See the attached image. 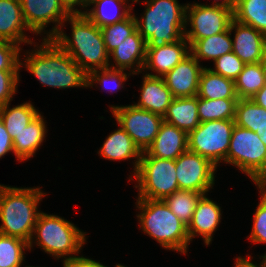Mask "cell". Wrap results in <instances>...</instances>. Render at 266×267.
I'll return each instance as SVG.
<instances>
[{"instance_id": "cell-8", "label": "cell", "mask_w": 266, "mask_h": 267, "mask_svg": "<svg viewBox=\"0 0 266 267\" xmlns=\"http://www.w3.org/2000/svg\"><path fill=\"white\" fill-rule=\"evenodd\" d=\"M175 160L141 154L139 166L133 178L136 180L139 199L164 200L179 190Z\"/></svg>"}, {"instance_id": "cell-34", "label": "cell", "mask_w": 266, "mask_h": 267, "mask_svg": "<svg viewBox=\"0 0 266 267\" xmlns=\"http://www.w3.org/2000/svg\"><path fill=\"white\" fill-rule=\"evenodd\" d=\"M26 249L29 247L25 240L0 234V267H21Z\"/></svg>"}, {"instance_id": "cell-3", "label": "cell", "mask_w": 266, "mask_h": 267, "mask_svg": "<svg viewBox=\"0 0 266 267\" xmlns=\"http://www.w3.org/2000/svg\"><path fill=\"white\" fill-rule=\"evenodd\" d=\"M47 194L41 187H12L0 184V234L29 242L41 211L39 203Z\"/></svg>"}, {"instance_id": "cell-12", "label": "cell", "mask_w": 266, "mask_h": 267, "mask_svg": "<svg viewBox=\"0 0 266 267\" xmlns=\"http://www.w3.org/2000/svg\"><path fill=\"white\" fill-rule=\"evenodd\" d=\"M20 3L28 29L36 35L46 34L42 39H52L73 12L64 0H20ZM51 23L55 25L47 32L45 29Z\"/></svg>"}, {"instance_id": "cell-2", "label": "cell", "mask_w": 266, "mask_h": 267, "mask_svg": "<svg viewBox=\"0 0 266 267\" xmlns=\"http://www.w3.org/2000/svg\"><path fill=\"white\" fill-rule=\"evenodd\" d=\"M71 24V37L63 31L65 23ZM86 73L109 68L111 63L101 29L84 14L72 12L52 38Z\"/></svg>"}, {"instance_id": "cell-15", "label": "cell", "mask_w": 266, "mask_h": 267, "mask_svg": "<svg viewBox=\"0 0 266 267\" xmlns=\"http://www.w3.org/2000/svg\"><path fill=\"white\" fill-rule=\"evenodd\" d=\"M189 54L190 45L185 37L173 44L147 48L143 71L151 70L155 72V74L145 72L148 76L163 77Z\"/></svg>"}, {"instance_id": "cell-13", "label": "cell", "mask_w": 266, "mask_h": 267, "mask_svg": "<svg viewBox=\"0 0 266 267\" xmlns=\"http://www.w3.org/2000/svg\"><path fill=\"white\" fill-rule=\"evenodd\" d=\"M175 165L179 189L203 195L213 189L217 166L209 159L187 150L175 160Z\"/></svg>"}, {"instance_id": "cell-19", "label": "cell", "mask_w": 266, "mask_h": 267, "mask_svg": "<svg viewBox=\"0 0 266 267\" xmlns=\"http://www.w3.org/2000/svg\"><path fill=\"white\" fill-rule=\"evenodd\" d=\"M188 150V134L165 121L152 144L145 151L151 157L176 160Z\"/></svg>"}, {"instance_id": "cell-41", "label": "cell", "mask_w": 266, "mask_h": 267, "mask_svg": "<svg viewBox=\"0 0 266 267\" xmlns=\"http://www.w3.org/2000/svg\"><path fill=\"white\" fill-rule=\"evenodd\" d=\"M63 262V267H108L92 258L76 256Z\"/></svg>"}, {"instance_id": "cell-11", "label": "cell", "mask_w": 266, "mask_h": 267, "mask_svg": "<svg viewBox=\"0 0 266 267\" xmlns=\"http://www.w3.org/2000/svg\"><path fill=\"white\" fill-rule=\"evenodd\" d=\"M118 126L132 138L141 152L147 150L159 132L164 119L161 115L132 105L110 106Z\"/></svg>"}, {"instance_id": "cell-49", "label": "cell", "mask_w": 266, "mask_h": 267, "mask_svg": "<svg viewBox=\"0 0 266 267\" xmlns=\"http://www.w3.org/2000/svg\"><path fill=\"white\" fill-rule=\"evenodd\" d=\"M260 260L262 259V261H260V263H258L257 265L259 267H266V254H264L263 256L259 257Z\"/></svg>"}, {"instance_id": "cell-27", "label": "cell", "mask_w": 266, "mask_h": 267, "mask_svg": "<svg viewBox=\"0 0 266 267\" xmlns=\"http://www.w3.org/2000/svg\"><path fill=\"white\" fill-rule=\"evenodd\" d=\"M230 29L203 39H198L190 45V54L200 63V60L215 61L226 53L232 52Z\"/></svg>"}, {"instance_id": "cell-47", "label": "cell", "mask_w": 266, "mask_h": 267, "mask_svg": "<svg viewBox=\"0 0 266 267\" xmlns=\"http://www.w3.org/2000/svg\"><path fill=\"white\" fill-rule=\"evenodd\" d=\"M101 0H81V2L77 5V7H81L86 11L90 8L91 4L94 5L96 2ZM89 6V8H87Z\"/></svg>"}, {"instance_id": "cell-37", "label": "cell", "mask_w": 266, "mask_h": 267, "mask_svg": "<svg viewBox=\"0 0 266 267\" xmlns=\"http://www.w3.org/2000/svg\"><path fill=\"white\" fill-rule=\"evenodd\" d=\"M260 193V202L256 207L253 217V226L247 237L253 244L266 243V189L257 185Z\"/></svg>"}, {"instance_id": "cell-28", "label": "cell", "mask_w": 266, "mask_h": 267, "mask_svg": "<svg viewBox=\"0 0 266 267\" xmlns=\"http://www.w3.org/2000/svg\"><path fill=\"white\" fill-rule=\"evenodd\" d=\"M10 102L0 106V119L13 139L25 129L39 114L31 102H24L10 108Z\"/></svg>"}, {"instance_id": "cell-21", "label": "cell", "mask_w": 266, "mask_h": 267, "mask_svg": "<svg viewBox=\"0 0 266 267\" xmlns=\"http://www.w3.org/2000/svg\"><path fill=\"white\" fill-rule=\"evenodd\" d=\"M142 80L138 103L133 105L163 117L173 100L171 91L167 88L162 77H152L144 74Z\"/></svg>"}, {"instance_id": "cell-7", "label": "cell", "mask_w": 266, "mask_h": 267, "mask_svg": "<svg viewBox=\"0 0 266 267\" xmlns=\"http://www.w3.org/2000/svg\"><path fill=\"white\" fill-rule=\"evenodd\" d=\"M225 163L248 175L255 186L266 181V146L256 132L235 125Z\"/></svg>"}, {"instance_id": "cell-46", "label": "cell", "mask_w": 266, "mask_h": 267, "mask_svg": "<svg viewBox=\"0 0 266 267\" xmlns=\"http://www.w3.org/2000/svg\"><path fill=\"white\" fill-rule=\"evenodd\" d=\"M64 2L73 10L74 13H79L80 10L77 9V5L81 2V0H64Z\"/></svg>"}, {"instance_id": "cell-31", "label": "cell", "mask_w": 266, "mask_h": 267, "mask_svg": "<svg viewBox=\"0 0 266 267\" xmlns=\"http://www.w3.org/2000/svg\"><path fill=\"white\" fill-rule=\"evenodd\" d=\"M266 84V74L260 62L245 64L235 80L239 99H251Z\"/></svg>"}, {"instance_id": "cell-36", "label": "cell", "mask_w": 266, "mask_h": 267, "mask_svg": "<svg viewBox=\"0 0 266 267\" xmlns=\"http://www.w3.org/2000/svg\"><path fill=\"white\" fill-rule=\"evenodd\" d=\"M127 70L124 69H112L105 68L100 70H93L87 74V88L93 87L94 84L101 85L102 89L107 90L108 92H114L121 88H124V83L128 79V77L132 74L125 72ZM114 84L112 86L108 84ZM110 86V87H109Z\"/></svg>"}, {"instance_id": "cell-4", "label": "cell", "mask_w": 266, "mask_h": 267, "mask_svg": "<svg viewBox=\"0 0 266 267\" xmlns=\"http://www.w3.org/2000/svg\"><path fill=\"white\" fill-rule=\"evenodd\" d=\"M145 13L136 17L137 30L146 41L147 48L173 44L184 37L186 3L178 0H146ZM140 19V20H139Z\"/></svg>"}, {"instance_id": "cell-35", "label": "cell", "mask_w": 266, "mask_h": 267, "mask_svg": "<svg viewBox=\"0 0 266 267\" xmlns=\"http://www.w3.org/2000/svg\"><path fill=\"white\" fill-rule=\"evenodd\" d=\"M100 29L106 50L110 53L137 30L135 14L132 13L128 18Z\"/></svg>"}, {"instance_id": "cell-52", "label": "cell", "mask_w": 266, "mask_h": 267, "mask_svg": "<svg viewBox=\"0 0 266 267\" xmlns=\"http://www.w3.org/2000/svg\"><path fill=\"white\" fill-rule=\"evenodd\" d=\"M262 186L266 189V181L262 184Z\"/></svg>"}, {"instance_id": "cell-22", "label": "cell", "mask_w": 266, "mask_h": 267, "mask_svg": "<svg viewBox=\"0 0 266 267\" xmlns=\"http://www.w3.org/2000/svg\"><path fill=\"white\" fill-rule=\"evenodd\" d=\"M97 153L104 159L113 161L135 159L134 162H132L134 165V174L138 169L142 154L139 148L134 144L132 138L120 126L108 135Z\"/></svg>"}, {"instance_id": "cell-38", "label": "cell", "mask_w": 266, "mask_h": 267, "mask_svg": "<svg viewBox=\"0 0 266 267\" xmlns=\"http://www.w3.org/2000/svg\"><path fill=\"white\" fill-rule=\"evenodd\" d=\"M215 68H209L212 72L235 81L242 71L245 63L234 53L229 52L216 59Z\"/></svg>"}, {"instance_id": "cell-32", "label": "cell", "mask_w": 266, "mask_h": 267, "mask_svg": "<svg viewBox=\"0 0 266 267\" xmlns=\"http://www.w3.org/2000/svg\"><path fill=\"white\" fill-rule=\"evenodd\" d=\"M238 99H204L198 97L200 122L234 120Z\"/></svg>"}, {"instance_id": "cell-16", "label": "cell", "mask_w": 266, "mask_h": 267, "mask_svg": "<svg viewBox=\"0 0 266 267\" xmlns=\"http://www.w3.org/2000/svg\"><path fill=\"white\" fill-rule=\"evenodd\" d=\"M208 194L203 195L196 206L190 223L187 226V234L190 242L196 236H202L205 245H210L213 233L218 229L221 222V207L213 200L209 199Z\"/></svg>"}, {"instance_id": "cell-17", "label": "cell", "mask_w": 266, "mask_h": 267, "mask_svg": "<svg viewBox=\"0 0 266 267\" xmlns=\"http://www.w3.org/2000/svg\"><path fill=\"white\" fill-rule=\"evenodd\" d=\"M146 51V41L136 30L109 53V59L112 58L113 62H115V65L109 64V68L130 70L132 75H139L145 65Z\"/></svg>"}, {"instance_id": "cell-51", "label": "cell", "mask_w": 266, "mask_h": 267, "mask_svg": "<svg viewBox=\"0 0 266 267\" xmlns=\"http://www.w3.org/2000/svg\"><path fill=\"white\" fill-rule=\"evenodd\" d=\"M115 267H127V266L121 265V264H116Z\"/></svg>"}, {"instance_id": "cell-44", "label": "cell", "mask_w": 266, "mask_h": 267, "mask_svg": "<svg viewBox=\"0 0 266 267\" xmlns=\"http://www.w3.org/2000/svg\"><path fill=\"white\" fill-rule=\"evenodd\" d=\"M237 259H235V265L234 267H259L257 265V262L253 263L251 258H253L251 255H247V258L243 257V256H238L236 257Z\"/></svg>"}, {"instance_id": "cell-24", "label": "cell", "mask_w": 266, "mask_h": 267, "mask_svg": "<svg viewBox=\"0 0 266 267\" xmlns=\"http://www.w3.org/2000/svg\"><path fill=\"white\" fill-rule=\"evenodd\" d=\"M46 121L40 113L25 129L13 140L14 155L18 162L27 161L40 148L47 133Z\"/></svg>"}, {"instance_id": "cell-43", "label": "cell", "mask_w": 266, "mask_h": 267, "mask_svg": "<svg viewBox=\"0 0 266 267\" xmlns=\"http://www.w3.org/2000/svg\"><path fill=\"white\" fill-rule=\"evenodd\" d=\"M251 100L266 109V84L251 98Z\"/></svg>"}, {"instance_id": "cell-23", "label": "cell", "mask_w": 266, "mask_h": 267, "mask_svg": "<svg viewBox=\"0 0 266 267\" xmlns=\"http://www.w3.org/2000/svg\"><path fill=\"white\" fill-rule=\"evenodd\" d=\"M130 1L132 4L140 2V0H101L87 11L80 9L79 14H84L92 23L102 28L128 18L133 10Z\"/></svg>"}, {"instance_id": "cell-26", "label": "cell", "mask_w": 266, "mask_h": 267, "mask_svg": "<svg viewBox=\"0 0 266 267\" xmlns=\"http://www.w3.org/2000/svg\"><path fill=\"white\" fill-rule=\"evenodd\" d=\"M197 97L204 99H239L235 81L212 72L205 66L199 80Z\"/></svg>"}, {"instance_id": "cell-40", "label": "cell", "mask_w": 266, "mask_h": 267, "mask_svg": "<svg viewBox=\"0 0 266 267\" xmlns=\"http://www.w3.org/2000/svg\"><path fill=\"white\" fill-rule=\"evenodd\" d=\"M19 71L0 70V106L13 100L19 83Z\"/></svg>"}, {"instance_id": "cell-30", "label": "cell", "mask_w": 266, "mask_h": 267, "mask_svg": "<svg viewBox=\"0 0 266 267\" xmlns=\"http://www.w3.org/2000/svg\"><path fill=\"white\" fill-rule=\"evenodd\" d=\"M234 121L235 125L256 132L261 137L266 127V109L251 99H238Z\"/></svg>"}, {"instance_id": "cell-18", "label": "cell", "mask_w": 266, "mask_h": 267, "mask_svg": "<svg viewBox=\"0 0 266 267\" xmlns=\"http://www.w3.org/2000/svg\"><path fill=\"white\" fill-rule=\"evenodd\" d=\"M229 29L230 32L235 33L232 39V52L245 64L260 62L266 36L252 26L239 23L234 19Z\"/></svg>"}, {"instance_id": "cell-14", "label": "cell", "mask_w": 266, "mask_h": 267, "mask_svg": "<svg viewBox=\"0 0 266 267\" xmlns=\"http://www.w3.org/2000/svg\"><path fill=\"white\" fill-rule=\"evenodd\" d=\"M200 64L189 54L162 77L173 98L197 96L200 75L205 68Z\"/></svg>"}, {"instance_id": "cell-45", "label": "cell", "mask_w": 266, "mask_h": 267, "mask_svg": "<svg viewBox=\"0 0 266 267\" xmlns=\"http://www.w3.org/2000/svg\"><path fill=\"white\" fill-rule=\"evenodd\" d=\"M235 1L236 0H220L219 2V0H214V2H212V5L226 8H234Z\"/></svg>"}, {"instance_id": "cell-50", "label": "cell", "mask_w": 266, "mask_h": 267, "mask_svg": "<svg viewBox=\"0 0 266 267\" xmlns=\"http://www.w3.org/2000/svg\"><path fill=\"white\" fill-rule=\"evenodd\" d=\"M260 138H261V141L266 146V127L264 128V133H263V135Z\"/></svg>"}, {"instance_id": "cell-42", "label": "cell", "mask_w": 266, "mask_h": 267, "mask_svg": "<svg viewBox=\"0 0 266 267\" xmlns=\"http://www.w3.org/2000/svg\"><path fill=\"white\" fill-rule=\"evenodd\" d=\"M9 152L14 153L13 140L0 119V158L2 159Z\"/></svg>"}, {"instance_id": "cell-5", "label": "cell", "mask_w": 266, "mask_h": 267, "mask_svg": "<svg viewBox=\"0 0 266 267\" xmlns=\"http://www.w3.org/2000/svg\"><path fill=\"white\" fill-rule=\"evenodd\" d=\"M135 206L140 210L136 217L144 234L156 240L164 249L187 254L190 244L187 226L164 200L137 198Z\"/></svg>"}, {"instance_id": "cell-10", "label": "cell", "mask_w": 266, "mask_h": 267, "mask_svg": "<svg viewBox=\"0 0 266 267\" xmlns=\"http://www.w3.org/2000/svg\"><path fill=\"white\" fill-rule=\"evenodd\" d=\"M233 19V8L205 5L198 2L188 3L186 5L184 37L191 45L198 39L227 31Z\"/></svg>"}, {"instance_id": "cell-9", "label": "cell", "mask_w": 266, "mask_h": 267, "mask_svg": "<svg viewBox=\"0 0 266 267\" xmlns=\"http://www.w3.org/2000/svg\"><path fill=\"white\" fill-rule=\"evenodd\" d=\"M234 126V120L200 122L188 134V150L209 159L218 167L226 160Z\"/></svg>"}, {"instance_id": "cell-1", "label": "cell", "mask_w": 266, "mask_h": 267, "mask_svg": "<svg viewBox=\"0 0 266 267\" xmlns=\"http://www.w3.org/2000/svg\"><path fill=\"white\" fill-rule=\"evenodd\" d=\"M36 44V49L26 50L24 60L20 58V70L26 68L42 86L54 89L87 88V74L53 39H43L39 46Z\"/></svg>"}, {"instance_id": "cell-25", "label": "cell", "mask_w": 266, "mask_h": 267, "mask_svg": "<svg viewBox=\"0 0 266 267\" xmlns=\"http://www.w3.org/2000/svg\"><path fill=\"white\" fill-rule=\"evenodd\" d=\"M163 119L189 134L200 124L198 97L173 98Z\"/></svg>"}, {"instance_id": "cell-33", "label": "cell", "mask_w": 266, "mask_h": 267, "mask_svg": "<svg viewBox=\"0 0 266 267\" xmlns=\"http://www.w3.org/2000/svg\"><path fill=\"white\" fill-rule=\"evenodd\" d=\"M203 194L188 191L177 190L167 196L164 201L171 211L186 225L190 223L197 203Z\"/></svg>"}, {"instance_id": "cell-20", "label": "cell", "mask_w": 266, "mask_h": 267, "mask_svg": "<svg viewBox=\"0 0 266 267\" xmlns=\"http://www.w3.org/2000/svg\"><path fill=\"white\" fill-rule=\"evenodd\" d=\"M28 27L24 21L20 0H0V40L17 45L34 42L27 37Z\"/></svg>"}, {"instance_id": "cell-6", "label": "cell", "mask_w": 266, "mask_h": 267, "mask_svg": "<svg viewBox=\"0 0 266 267\" xmlns=\"http://www.w3.org/2000/svg\"><path fill=\"white\" fill-rule=\"evenodd\" d=\"M86 235V232L79 230L64 217L40 212L28 247L31 250L33 244H36L55 259L64 258L65 261L81 252L86 243Z\"/></svg>"}, {"instance_id": "cell-29", "label": "cell", "mask_w": 266, "mask_h": 267, "mask_svg": "<svg viewBox=\"0 0 266 267\" xmlns=\"http://www.w3.org/2000/svg\"><path fill=\"white\" fill-rule=\"evenodd\" d=\"M233 17L266 36V0H236Z\"/></svg>"}, {"instance_id": "cell-48", "label": "cell", "mask_w": 266, "mask_h": 267, "mask_svg": "<svg viewBox=\"0 0 266 267\" xmlns=\"http://www.w3.org/2000/svg\"><path fill=\"white\" fill-rule=\"evenodd\" d=\"M260 64H261L262 69L264 70V72L266 74V42H265L264 47H263V52H262Z\"/></svg>"}, {"instance_id": "cell-39", "label": "cell", "mask_w": 266, "mask_h": 267, "mask_svg": "<svg viewBox=\"0 0 266 267\" xmlns=\"http://www.w3.org/2000/svg\"><path fill=\"white\" fill-rule=\"evenodd\" d=\"M21 45L0 40V70L20 71Z\"/></svg>"}]
</instances>
